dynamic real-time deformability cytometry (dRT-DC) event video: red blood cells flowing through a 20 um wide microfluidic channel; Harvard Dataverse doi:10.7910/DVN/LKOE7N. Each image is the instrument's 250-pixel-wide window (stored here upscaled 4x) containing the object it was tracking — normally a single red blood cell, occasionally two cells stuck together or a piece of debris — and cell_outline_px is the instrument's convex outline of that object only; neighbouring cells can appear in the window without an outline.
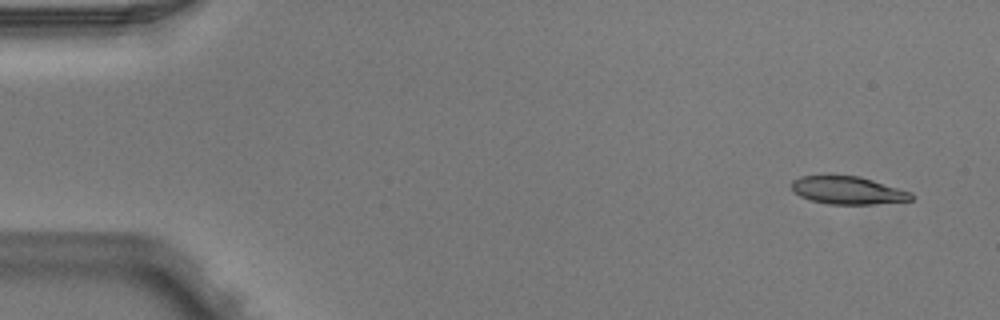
{"species": "Egyptian fruit bat (a non-hibernating species)", "species_latin": "Rousettus aegyptiacus", "temperature_condition": "warm", "stored_images_in_passage": 4, "camera_frame_rate_fps": 3000, "um_per_image_px": 0.085, "animal": {"sex": "male"}, "frame": {"image": 1, "passage_image": 1, "time_ms": 0.0, "image_size_px": [1000, 320], "cell_outline_px": [[912, 200], [872, 204], [828, 204], [812, 200], [800, 196], [792, 188], [792, 180], [800, 176], [860, 176], [912, 192]], "centroid_in_image_um": [72.08, 16.18], "position_along_channel_um": 12.9, "area_um2": 19.13}}